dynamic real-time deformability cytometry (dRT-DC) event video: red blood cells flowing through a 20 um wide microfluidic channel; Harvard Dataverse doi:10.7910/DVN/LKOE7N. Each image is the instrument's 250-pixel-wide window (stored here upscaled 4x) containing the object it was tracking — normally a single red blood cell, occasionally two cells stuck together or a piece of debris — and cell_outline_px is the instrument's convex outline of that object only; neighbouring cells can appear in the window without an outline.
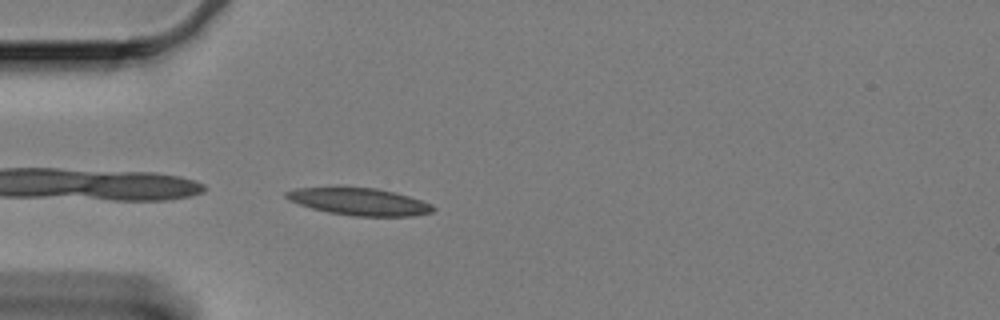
{"species": "Egyptian fruit bat (a non-hibernating species)", "species_latin": "Rousettus aegyptiacus", "temperature_condition": "cold", "stored_images_in_passage": 44, "camera_frame_rate_fps": 3000, "um_per_image_px": 0.085, "animal": {"sex": "female"}, "frame": {"image": 1, "passage_image": 1, "time_ms": 0.0, "image_size_px": [1000, 320], "cell_outline_px": [[436, 208], [432, 212], [412, 216], [352, 216], [328, 212], [312, 208], [288, 200], [284, 196], [284, 192], [296, 188], [376, 188], [396, 192], [432, 204]], "centroid_in_image_um": [30.55, 17.15], "position_along_channel_um": 54.4, "area_um2": 23.06}}
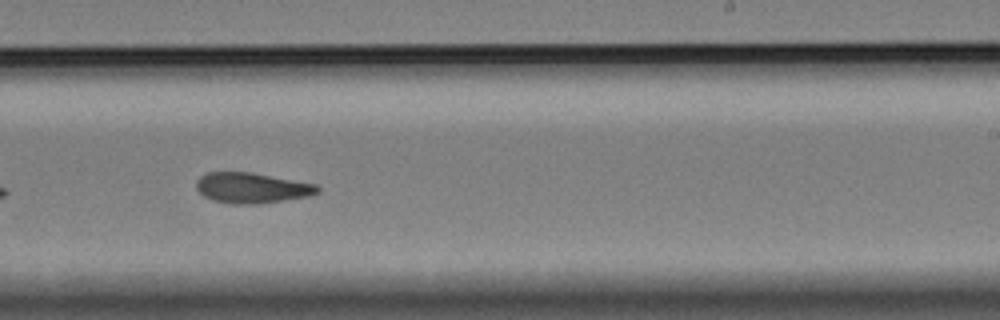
{"frame": {"image": 2, "passage_image": 21, "time_ms": 6.667, "image_size_px": [1000, 320], "cell_outline_px": [[320, 192], [308, 196], [260, 204], [228, 204], [212, 200], [204, 196], [196, 188], [196, 180], [200, 176], [208, 172], [252, 172], [316, 184], [320, 188]], "centroid_in_image_um": [21.39, 15.97], "position_along_channel_um": 267.6, "area_um2": 21.68}}
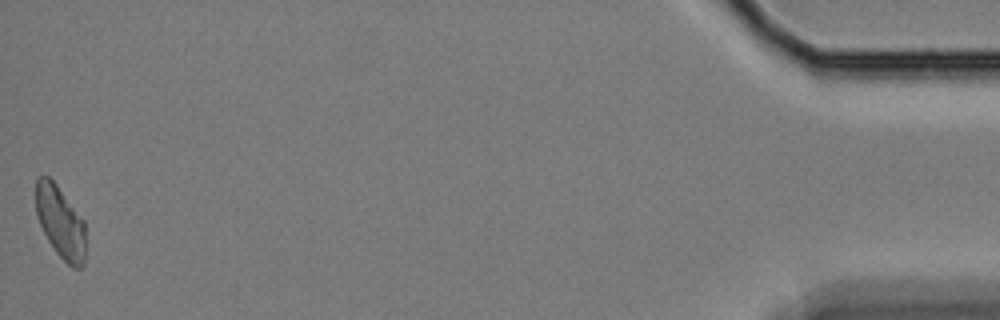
{"frame": {"image": 3, "passage_image": 44, "time_ms": 14.333, "image_size_px": [1000, 320], "cell_outline_px": [[84, 264], [80, 268], [72, 268], [56, 252], [48, 240], [40, 224], [36, 212], [36, 176], [48, 176], [56, 184], [84, 220]], "centroid_in_image_um": [5.12, 18.87], "position_along_channel_um": 430.1, "area_um2": 20.63}, "authors_computed_cell_mechanics": {"area_um2": 21.8195, "velocity_mm_per_s": 3.3025, "shape_relaxation_time_tau1_ms": 11.2234, "shape_relaxation_time_tau2_ms": 5.0512, "deformation_change_tau1": 0.2297, "deformation_change_tau2": 0.1225}}